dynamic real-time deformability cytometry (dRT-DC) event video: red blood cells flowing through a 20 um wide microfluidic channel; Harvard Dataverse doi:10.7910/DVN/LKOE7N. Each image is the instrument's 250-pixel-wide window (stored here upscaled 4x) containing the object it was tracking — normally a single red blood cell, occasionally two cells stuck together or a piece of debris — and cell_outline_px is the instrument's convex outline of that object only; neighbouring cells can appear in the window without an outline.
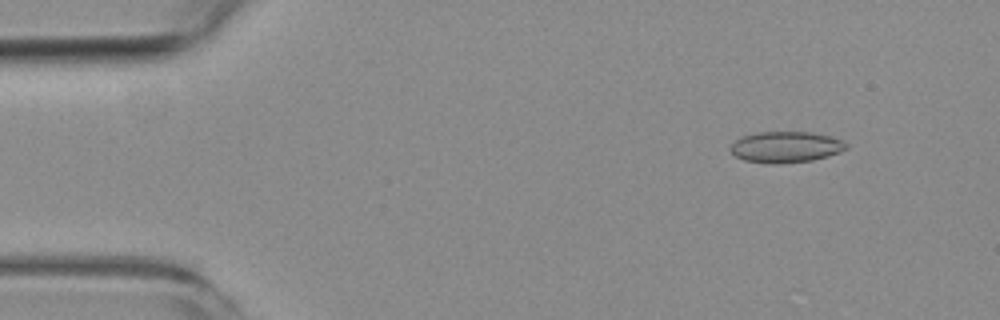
{"species": "common noctule bat (a hibernating species)", "species_latin": "Nyctalus noctula", "temperature_condition": "room temperature", "stored_images_in_passage": 6, "camera_frame_rate_fps": 3000, "um_per_image_px": 0.085, "animal": {"sex": "female", "body_mass_g": 19.3, "forearm_length_mm": 54.1}, "frame": {"image": 1, "passage_image": 2, "time_ms": 1.333, "image_size_px": [1000, 320], "cell_outline_px": [[848, 148], [840, 152], [828, 156], [812, 160], [780, 164], [768, 164], [744, 160], [736, 156], [728, 148], [736, 140], [744, 136], [756, 132], [812, 132], [828, 136], [840, 140], [848, 144]], "centroid_in_image_um": [66.78, 12.5], "position_along_channel_um": 18.2, "area_um2": 20.98}}
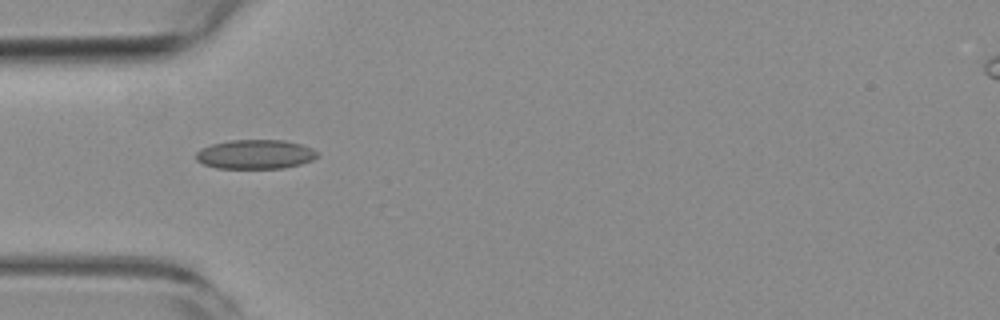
{"frame": {"image": 2, "passage_image": 5, "time_ms": 5.0, "image_size_px": [1000, 320], "cell_outline_px": [[320, 156], [312, 160], [300, 164], [284, 168], [216, 168], [204, 164], [196, 160], [196, 152], [200, 148], [212, 144], [232, 140], [284, 140], [300, 144], [312, 148]], "centroid_in_image_um": [21.7, 13.12], "position_along_channel_um": 63.3, "area_um2": 20.69}}
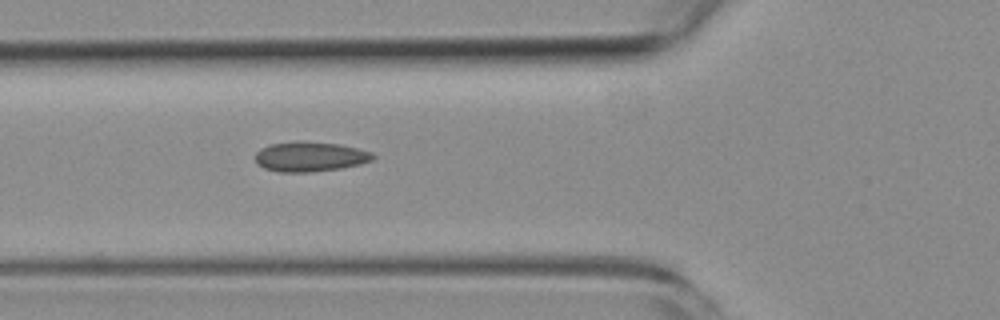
{"frame": {"image": 3, "passage_image": 6, "time_ms": 6.0, "image_size_px": [1000, 320], "cell_outline_px": [[376, 156], [372, 160], [360, 164], [340, 168], [308, 172], [280, 172], [264, 168], [256, 164], [256, 152], [260, 148], [272, 144], [296, 140], [340, 144], [372, 152]], "centroid_in_image_um": [26.34, 13.3], "position_along_channel_um": 99.5, "area_um2": 20.52}}